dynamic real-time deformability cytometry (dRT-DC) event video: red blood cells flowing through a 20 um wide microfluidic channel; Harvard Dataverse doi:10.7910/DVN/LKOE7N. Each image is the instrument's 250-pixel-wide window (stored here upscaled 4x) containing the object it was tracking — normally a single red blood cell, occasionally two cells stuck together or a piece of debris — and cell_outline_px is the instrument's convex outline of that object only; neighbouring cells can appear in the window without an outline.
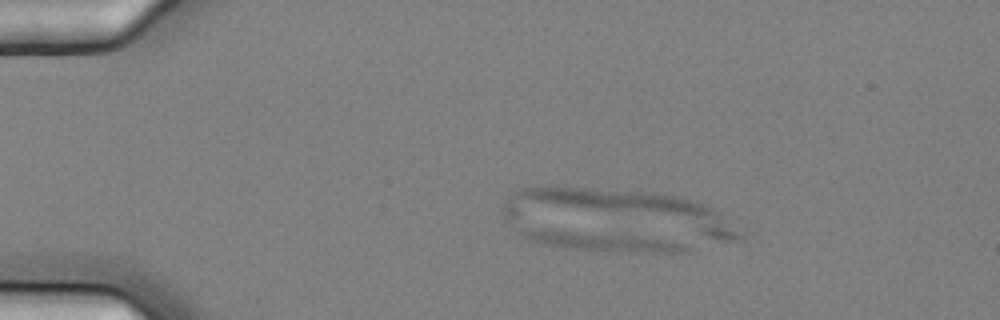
{"species": "common noctule bat (a hibernating species)", "species_latin": "Nyctalus noctula", "temperature_condition": "cold", "stored_images_in_passage": 15, "segment_of_instrument_passage": [1, 2], "camera_frame_rate_fps": 3000, "um_per_image_px": 0.085, "animal": {"sex": "female", "body_mass_g": 25.1}, "frame": {"image": 1, "passage_image": 3, "time_ms": 0.667, "image_size_px": [1000, 320], "cell_outline_px": [[688, 248], [684, 252], [608, 252], [576, 248], [548, 244], [532, 240], [524, 236], [520, 232], [520, 228], [524, 228], [640, 236], [680, 244]], "centroid_in_image_um": [51.13, 20.52], "position_along_channel_um": 33.9, "area_um2": 17.05}}